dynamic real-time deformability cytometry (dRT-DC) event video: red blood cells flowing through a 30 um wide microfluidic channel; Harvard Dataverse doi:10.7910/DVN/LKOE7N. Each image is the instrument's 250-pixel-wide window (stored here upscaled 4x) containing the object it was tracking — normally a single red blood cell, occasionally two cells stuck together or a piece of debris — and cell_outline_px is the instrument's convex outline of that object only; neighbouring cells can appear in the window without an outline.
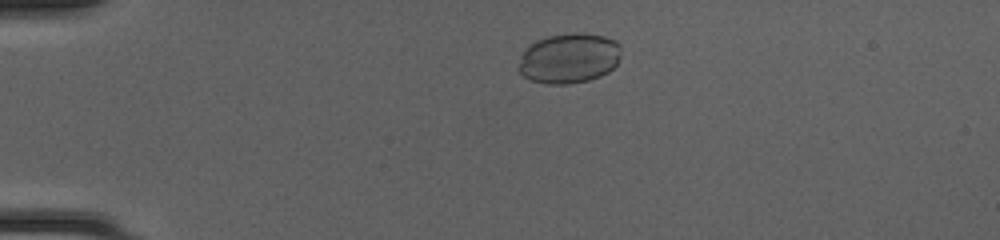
{"species": "common noctule bat (a hibernating species)", "species_latin": "Nyctalus noctula", "temperature_condition": "cold", "stored_images_in_passage": 45, "camera_frame_rate_fps": 3000, "um_per_image_px": 0.085, "animal": {"sex": "female", "body_mass_g": 20.0, "forearm_length_mm": 54.0}, "frame": {"image": 1, "passage_image": 7, "time_ms": 2.0, "image_size_px": [1000, 240], "cell_outline_px": [[620, 56], [616, 64], [608, 72], [600, 76], [588, 80], [568, 84], [548, 84], [532, 80], [524, 76], [520, 72], [520, 64], [524, 52], [536, 40], [548, 36], [576, 32], [604, 36], [616, 40], [620, 44]], "centroid_in_image_um": [48.42, 4.94], "position_along_channel_um": 36.6, "area_um2": 29.59}}
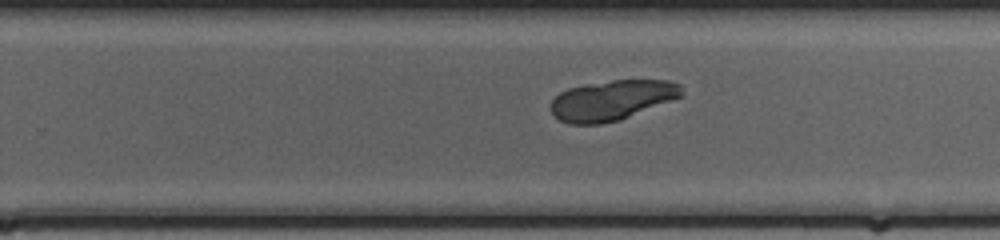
{"frame": {"image": 2, "passage_image": 28, "time_ms": 9.0, "image_size_px": [1000, 240], "cell_outline_px": [[684, 96], [620, 120], [600, 124], [568, 124], [560, 120], [552, 112], [552, 100], [560, 92], [568, 88], [584, 84], [612, 80], [668, 80], [680, 84]], "centroid_in_image_um": [52.05, 8.51], "position_along_channel_um": 277.8, "area_um2": 30.63}}
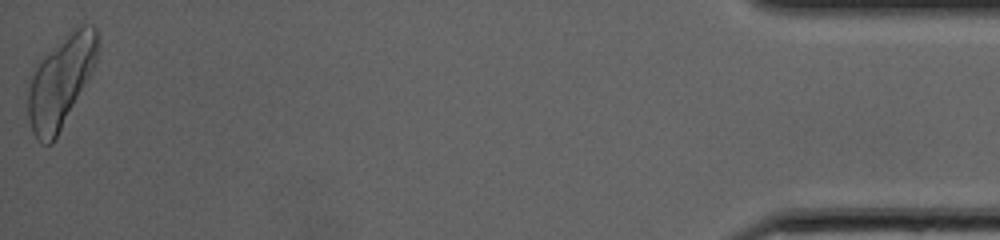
{"frame": {"image": 3, "passage_image": 45, "time_ms": 14.667, "image_size_px": [1000, 240], "cell_outline_px": [[96, 56], [92, 68], [56, 140], [52, 144], [40, 144], [36, 140], [32, 132], [28, 120], [28, 88], [32, 76], [36, 68], [44, 56], [72, 28], [80, 24], [92, 24], [96, 28]], "centroid_in_image_um": [5.12, 6.98], "position_along_channel_um": 430.1, "area_um2": 36.24}}